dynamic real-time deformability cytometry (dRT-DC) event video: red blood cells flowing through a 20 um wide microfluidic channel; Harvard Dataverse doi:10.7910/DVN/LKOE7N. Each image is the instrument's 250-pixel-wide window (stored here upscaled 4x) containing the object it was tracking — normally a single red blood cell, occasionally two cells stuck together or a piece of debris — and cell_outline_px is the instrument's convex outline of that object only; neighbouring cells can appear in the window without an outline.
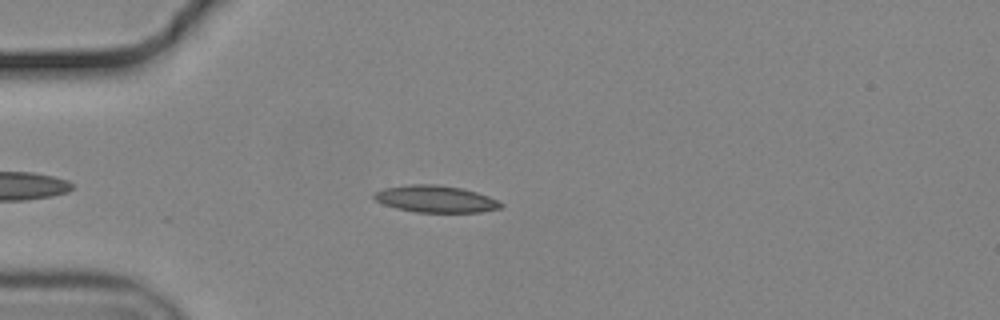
{"species": "common noctule bat (a hibernating species)", "species_latin": "Nyctalus noctula", "temperature_condition": "cold", "stored_images_in_passage": 46, "camera_frame_rate_fps": 3000, "um_per_image_px": 0.085, "animal": {"sex": "male", "body_mass_g": 19.2, "forearm_length_mm": 51.8}, "frame": {"image": 1, "passage_image": 9, "time_ms": 2.667, "image_size_px": [1000, 320], "cell_outline_px": [[504, 204], [500, 208], [480, 212], [416, 212], [396, 208], [384, 204], [376, 200], [372, 196], [372, 192], [384, 188], [408, 184], [436, 184], [464, 188], [488, 196]], "centroid_in_image_um": [36.99, 16.9], "position_along_channel_um": 48.0, "area_um2": 19.94}}
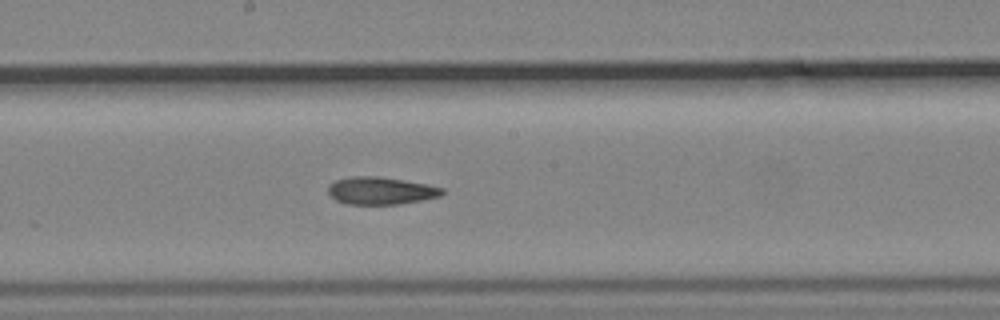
{"frame": {"image": 2, "passage_image": 24, "time_ms": 7.667, "image_size_px": [1000, 320], "cell_outline_px": [[444, 192], [440, 196], [420, 200], [396, 204], [344, 204], [336, 200], [328, 192], [328, 184], [336, 180], [352, 176], [380, 176], [428, 184], [444, 188]], "centroid_in_image_um": [32.35, 16.2], "position_along_channel_um": 215.9, "area_um2": 18.26}}
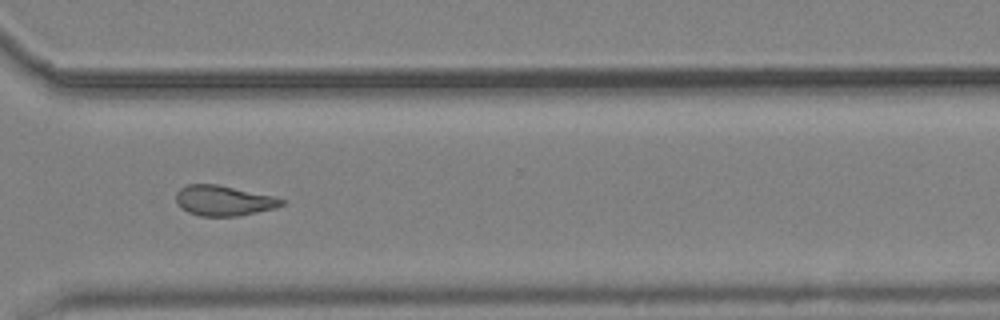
{"frame": {"image": 3, "passage_image": 35, "time_ms": 11.333, "image_size_px": [1000, 320], "cell_outline_px": [[284, 204], [276, 208], [236, 216], [200, 216], [188, 212], [180, 208], [176, 200], [176, 192], [180, 188], [188, 184], [216, 184], [272, 196], [284, 200]], "centroid_in_image_um": [18.97, 17.05], "position_along_channel_um": 351.6, "area_um2": 18.44}, "authors_computed_cell_mechanics": {"area_um2": 18.9295, "velocity_mm_per_s": 3.7114, "shape_relaxation_time_tau1_ms": null, "shape_relaxation_time_tau2_ms": 4.9286, "deformation_change_tau1": null, "deformation_change_tau2": 0.1341}}